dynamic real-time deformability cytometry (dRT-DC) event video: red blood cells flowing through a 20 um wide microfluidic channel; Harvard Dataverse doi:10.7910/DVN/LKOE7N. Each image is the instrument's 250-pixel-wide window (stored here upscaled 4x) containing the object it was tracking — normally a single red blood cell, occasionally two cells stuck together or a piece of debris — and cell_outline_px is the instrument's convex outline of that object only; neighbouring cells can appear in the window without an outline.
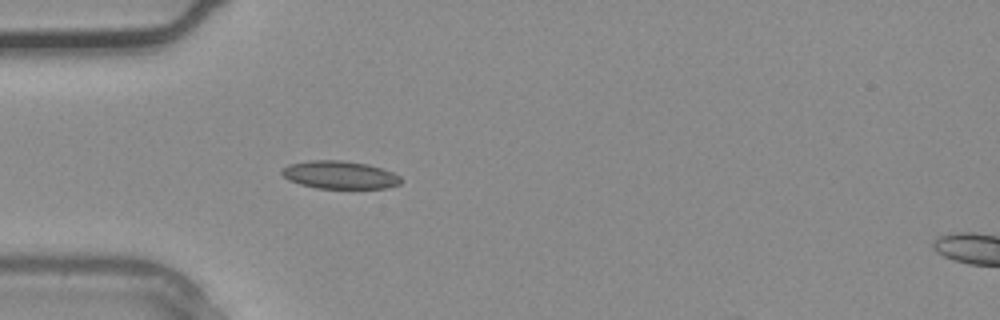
{"species": "common noctule bat (a hibernating species)", "species_latin": "Nyctalus noctula", "temperature_condition": "warm", "stored_images_in_passage": 26, "camera_frame_rate_fps": 3000, "um_per_image_px": 0.085, "animal": {"sex": "male", "body_mass_g": 20.4}, "frame": {"image": 1, "passage_image": 1, "time_ms": 0.0, "image_size_px": [1000, 320], "cell_outline_px": [[400, 184], [388, 188], [316, 188], [300, 184], [288, 180], [280, 172], [280, 168], [288, 164], [312, 160], [340, 160], [368, 164], [392, 172], [400, 176]], "centroid_in_image_um": [28.84, 14.86], "position_along_channel_um": 56.2, "area_um2": 19.36}}